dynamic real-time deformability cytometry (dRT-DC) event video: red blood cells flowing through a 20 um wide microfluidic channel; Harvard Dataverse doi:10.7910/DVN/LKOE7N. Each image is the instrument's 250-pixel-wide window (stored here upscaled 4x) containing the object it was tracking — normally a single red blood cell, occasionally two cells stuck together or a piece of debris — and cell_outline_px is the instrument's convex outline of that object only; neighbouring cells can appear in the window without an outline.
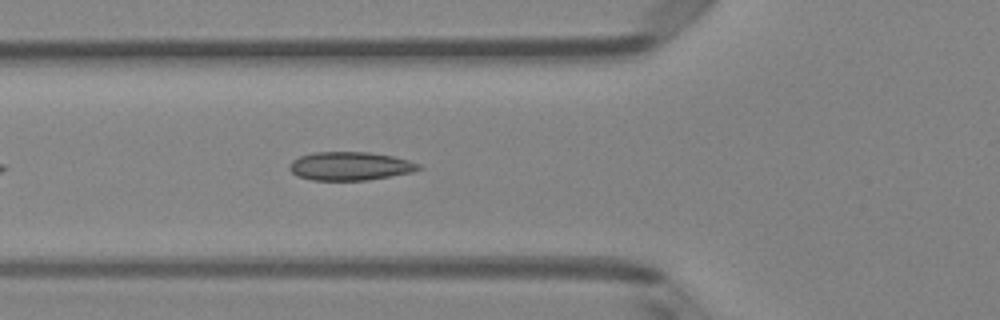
{"species": "Egyptian fruit bat (a non-hibernating species)", "species_latin": "Rousettus aegyptiacus", "temperature_condition": "room temperature", "stored_images_in_passage": 38, "camera_frame_rate_fps": 3000, "um_per_image_px": 0.085, "animal": {"sex": "female"}, "frame": {"image": 1, "passage_image": 6, "time_ms": 1.667, "image_size_px": [1000, 320], "cell_outline_px": [[424, 168], [412, 172], [368, 180], [312, 180], [296, 176], [288, 168], [292, 160], [300, 156], [316, 152], [368, 152], [392, 156], [408, 160], [420, 164]], "centroid_in_image_um": [29.76, 14.12], "position_along_channel_um": 96.0, "area_um2": 21.44}}
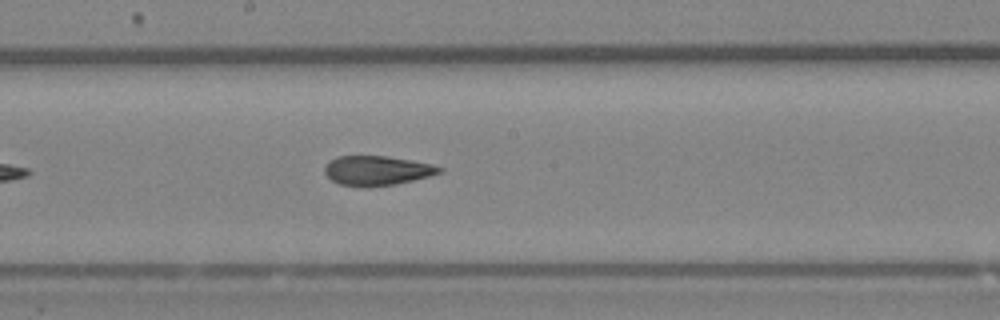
{"frame": {"image": 2, "passage_image": 15, "time_ms": 4.667, "image_size_px": [1000, 320], "cell_outline_px": [[444, 172], [396, 184], [340, 184], [332, 180], [324, 172], [324, 168], [328, 160], [336, 156], [388, 156], [432, 164], [444, 168]], "centroid_in_image_um": [32.06, 14.45], "position_along_channel_um": 216.1, "area_um2": 19.13}}
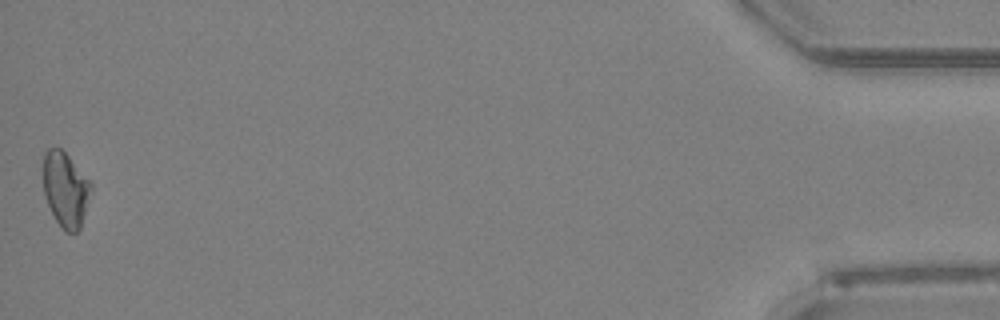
{"frame": {"image": 3, "passage_image": 38, "time_ms": 12.333, "image_size_px": [1000, 320], "cell_outline_px": [[92, 192], [80, 228], [76, 232], [64, 232], [56, 220], [44, 196], [44, 152], [48, 148], [60, 148], [68, 156], [92, 184]], "centroid_in_image_um": [5.58, 16.12], "position_along_channel_um": 429.6, "area_um2": 20.63}, "authors_computed_cell_mechanics": {"area_um2": 20.519, "velocity_mm_per_s": 4.0139, "shape_relaxation_time_tau1_ms": null, "shape_relaxation_time_tau2_ms": 2.7925, "deformation_change_tau1": null, "deformation_change_tau2": 0.0733}}